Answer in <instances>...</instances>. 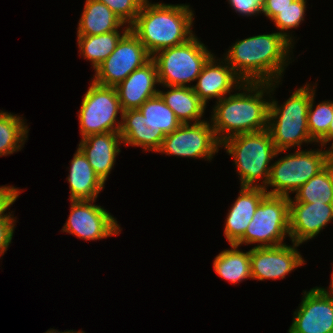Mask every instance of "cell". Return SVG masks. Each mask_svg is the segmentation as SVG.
Returning <instances> with one entry per match:
<instances>
[{
    "mask_svg": "<svg viewBox=\"0 0 333 333\" xmlns=\"http://www.w3.org/2000/svg\"><path fill=\"white\" fill-rule=\"evenodd\" d=\"M292 44L279 32L252 36L233 44L224 60L244 83L280 82Z\"/></svg>",
    "mask_w": 333,
    "mask_h": 333,
    "instance_id": "6da1fadb",
    "label": "cell"
},
{
    "mask_svg": "<svg viewBox=\"0 0 333 333\" xmlns=\"http://www.w3.org/2000/svg\"><path fill=\"white\" fill-rule=\"evenodd\" d=\"M275 83H244L241 89L246 92L216 101L211 125L220 143L235 135L268 129L270 99L267 101L263 96L276 88L279 82Z\"/></svg>",
    "mask_w": 333,
    "mask_h": 333,
    "instance_id": "7a4b0ae2",
    "label": "cell"
},
{
    "mask_svg": "<svg viewBox=\"0 0 333 333\" xmlns=\"http://www.w3.org/2000/svg\"><path fill=\"white\" fill-rule=\"evenodd\" d=\"M190 5L153 3L142 5L130 30L139 38L152 57L160 50L186 43L194 34Z\"/></svg>",
    "mask_w": 333,
    "mask_h": 333,
    "instance_id": "3957f363",
    "label": "cell"
},
{
    "mask_svg": "<svg viewBox=\"0 0 333 333\" xmlns=\"http://www.w3.org/2000/svg\"><path fill=\"white\" fill-rule=\"evenodd\" d=\"M221 146H224L237 165L241 187L265 188L271 172L270 161L283 152L276 149L268 129L232 136L222 142ZM261 178L262 184H254Z\"/></svg>",
    "mask_w": 333,
    "mask_h": 333,
    "instance_id": "277c9868",
    "label": "cell"
},
{
    "mask_svg": "<svg viewBox=\"0 0 333 333\" xmlns=\"http://www.w3.org/2000/svg\"><path fill=\"white\" fill-rule=\"evenodd\" d=\"M314 88L309 84L295 90L284 102L272 100L269 105L268 130L277 150L284 152L291 147H301L303 142L315 141L309 135L307 115Z\"/></svg>",
    "mask_w": 333,
    "mask_h": 333,
    "instance_id": "5b68a950",
    "label": "cell"
},
{
    "mask_svg": "<svg viewBox=\"0 0 333 333\" xmlns=\"http://www.w3.org/2000/svg\"><path fill=\"white\" fill-rule=\"evenodd\" d=\"M213 53L194 35L186 43L160 50L152 59L157 66L159 84L186 86L197 80Z\"/></svg>",
    "mask_w": 333,
    "mask_h": 333,
    "instance_id": "8992f818",
    "label": "cell"
},
{
    "mask_svg": "<svg viewBox=\"0 0 333 333\" xmlns=\"http://www.w3.org/2000/svg\"><path fill=\"white\" fill-rule=\"evenodd\" d=\"M328 150H299L284 156L271 164L268 183L264 188L267 194L290 197L329 163ZM267 186L273 190L267 191Z\"/></svg>",
    "mask_w": 333,
    "mask_h": 333,
    "instance_id": "52a82bcc",
    "label": "cell"
},
{
    "mask_svg": "<svg viewBox=\"0 0 333 333\" xmlns=\"http://www.w3.org/2000/svg\"><path fill=\"white\" fill-rule=\"evenodd\" d=\"M289 234V197L266 194L249 223L244 236L236 243H259L257 247L283 245Z\"/></svg>",
    "mask_w": 333,
    "mask_h": 333,
    "instance_id": "ba28073f",
    "label": "cell"
},
{
    "mask_svg": "<svg viewBox=\"0 0 333 333\" xmlns=\"http://www.w3.org/2000/svg\"><path fill=\"white\" fill-rule=\"evenodd\" d=\"M120 112L123 111L116 88L92 80L78 112L82 139L92 134L119 132L122 121L116 118Z\"/></svg>",
    "mask_w": 333,
    "mask_h": 333,
    "instance_id": "9c48e42d",
    "label": "cell"
},
{
    "mask_svg": "<svg viewBox=\"0 0 333 333\" xmlns=\"http://www.w3.org/2000/svg\"><path fill=\"white\" fill-rule=\"evenodd\" d=\"M218 141L209 121L181 124L172 133L166 134L158 152L187 158L211 160L219 150Z\"/></svg>",
    "mask_w": 333,
    "mask_h": 333,
    "instance_id": "30bf717a",
    "label": "cell"
},
{
    "mask_svg": "<svg viewBox=\"0 0 333 333\" xmlns=\"http://www.w3.org/2000/svg\"><path fill=\"white\" fill-rule=\"evenodd\" d=\"M151 58L139 38L129 30L111 55L96 68L93 81L103 86L116 87Z\"/></svg>",
    "mask_w": 333,
    "mask_h": 333,
    "instance_id": "8fae6325",
    "label": "cell"
},
{
    "mask_svg": "<svg viewBox=\"0 0 333 333\" xmlns=\"http://www.w3.org/2000/svg\"><path fill=\"white\" fill-rule=\"evenodd\" d=\"M70 215L63 226V232L71 233L86 241L100 240L119 235L120 225L102 208L92 204L95 200H70Z\"/></svg>",
    "mask_w": 333,
    "mask_h": 333,
    "instance_id": "7c38bea8",
    "label": "cell"
},
{
    "mask_svg": "<svg viewBox=\"0 0 333 333\" xmlns=\"http://www.w3.org/2000/svg\"><path fill=\"white\" fill-rule=\"evenodd\" d=\"M300 244H286L274 247H253L250 249L252 279H284L295 268L304 264L298 249Z\"/></svg>",
    "mask_w": 333,
    "mask_h": 333,
    "instance_id": "4fadbf2b",
    "label": "cell"
},
{
    "mask_svg": "<svg viewBox=\"0 0 333 333\" xmlns=\"http://www.w3.org/2000/svg\"><path fill=\"white\" fill-rule=\"evenodd\" d=\"M303 295L288 333H333V299L317 287Z\"/></svg>",
    "mask_w": 333,
    "mask_h": 333,
    "instance_id": "5bb4252c",
    "label": "cell"
},
{
    "mask_svg": "<svg viewBox=\"0 0 333 333\" xmlns=\"http://www.w3.org/2000/svg\"><path fill=\"white\" fill-rule=\"evenodd\" d=\"M333 219V204L289 202V234L302 244L317 236Z\"/></svg>",
    "mask_w": 333,
    "mask_h": 333,
    "instance_id": "9a60e30c",
    "label": "cell"
},
{
    "mask_svg": "<svg viewBox=\"0 0 333 333\" xmlns=\"http://www.w3.org/2000/svg\"><path fill=\"white\" fill-rule=\"evenodd\" d=\"M223 61L220 63L216 62L213 55L197 77L196 85L192 86L194 92L205 105L211 98H217V101H219L227 93L230 95V91L232 92L231 89L233 88L242 90L241 85L244 84V81L225 60ZM224 63L225 65H223Z\"/></svg>",
    "mask_w": 333,
    "mask_h": 333,
    "instance_id": "2e32d148",
    "label": "cell"
},
{
    "mask_svg": "<svg viewBox=\"0 0 333 333\" xmlns=\"http://www.w3.org/2000/svg\"><path fill=\"white\" fill-rule=\"evenodd\" d=\"M157 66L151 58L142 67L134 70L115 88L122 111L138 109L146 100L158 94Z\"/></svg>",
    "mask_w": 333,
    "mask_h": 333,
    "instance_id": "e0dca14e",
    "label": "cell"
},
{
    "mask_svg": "<svg viewBox=\"0 0 333 333\" xmlns=\"http://www.w3.org/2000/svg\"><path fill=\"white\" fill-rule=\"evenodd\" d=\"M121 143L123 140L119 132L88 135L79 143L78 148L104 183L120 152Z\"/></svg>",
    "mask_w": 333,
    "mask_h": 333,
    "instance_id": "ac0fdd59",
    "label": "cell"
},
{
    "mask_svg": "<svg viewBox=\"0 0 333 333\" xmlns=\"http://www.w3.org/2000/svg\"><path fill=\"white\" fill-rule=\"evenodd\" d=\"M121 114L119 134L124 145L141 146L145 151L158 152L166 136L160 128L147 120L139 109H129Z\"/></svg>",
    "mask_w": 333,
    "mask_h": 333,
    "instance_id": "d6986e66",
    "label": "cell"
},
{
    "mask_svg": "<svg viewBox=\"0 0 333 333\" xmlns=\"http://www.w3.org/2000/svg\"><path fill=\"white\" fill-rule=\"evenodd\" d=\"M266 194L265 189L261 187H241L240 194L225 221L224 235L230 245L236 244L244 236L256 208Z\"/></svg>",
    "mask_w": 333,
    "mask_h": 333,
    "instance_id": "ffe728a7",
    "label": "cell"
},
{
    "mask_svg": "<svg viewBox=\"0 0 333 333\" xmlns=\"http://www.w3.org/2000/svg\"><path fill=\"white\" fill-rule=\"evenodd\" d=\"M67 177L70 188V200H96L104 189V182L95 173L83 152L77 148L71 160Z\"/></svg>",
    "mask_w": 333,
    "mask_h": 333,
    "instance_id": "44dd1931",
    "label": "cell"
},
{
    "mask_svg": "<svg viewBox=\"0 0 333 333\" xmlns=\"http://www.w3.org/2000/svg\"><path fill=\"white\" fill-rule=\"evenodd\" d=\"M170 90L159 95L166 105L175 113L181 124L201 122L206 105L199 99L192 86H167Z\"/></svg>",
    "mask_w": 333,
    "mask_h": 333,
    "instance_id": "7402d4cb",
    "label": "cell"
},
{
    "mask_svg": "<svg viewBox=\"0 0 333 333\" xmlns=\"http://www.w3.org/2000/svg\"><path fill=\"white\" fill-rule=\"evenodd\" d=\"M126 25L104 3L98 0H86L85 6L78 23L77 35H100Z\"/></svg>",
    "mask_w": 333,
    "mask_h": 333,
    "instance_id": "603a6c76",
    "label": "cell"
},
{
    "mask_svg": "<svg viewBox=\"0 0 333 333\" xmlns=\"http://www.w3.org/2000/svg\"><path fill=\"white\" fill-rule=\"evenodd\" d=\"M239 246L231 244L232 249L221 251L213 262L214 271L226 281L237 284L247 278L252 279L250 250L242 252Z\"/></svg>",
    "mask_w": 333,
    "mask_h": 333,
    "instance_id": "cb8c5ba5",
    "label": "cell"
},
{
    "mask_svg": "<svg viewBox=\"0 0 333 333\" xmlns=\"http://www.w3.org/2000/svg\"><path fill=\"white\" fill-rule=\"evenodd\" d=\"M130 30V26L125 27L122 35L119 31H112L100 35H77V43L81 56L92 63L96 68L111 55L120 39Z\"/></svg>",
    "mask_w": 333,
    "mask_h": 333,
    "instance_id": "d4e9b609",
    "label": "cell"
},
{
    "mask_svg": "<svg viewBox=\"0 0 333 333\" xmlns=\"http://www.w3.org/2000/svg\"><path fill=\"white\" fill-rule=\"evenodd\" d=\"M289 202L333 204V162L303 184Z\"/></svg>",
    "mask_w": 333,
    "mask_h": 333,
    "instance_id": "484cf974",
    "label": "cell"
},
{
    "mask_svg": "<svg viewBox=\"0 0 333 333\" xmlns=\"http://www.w3.org/2000/svg\"><path fill=\"white\" fill-rule=\"evenodd\" d=\"M22 117L0 112V157L18 152L28 138V126Z\"/></svg>",
    "mask_w": 333,
    "mask_h": 333,
    "instance_id": "4316f807",
    "label": "cell"
},
{
    "mask_svg": "<svg viewBox=\"0 0 333 333\" xmlns=\"http://www.w3.org/2000/svg\"><path fill=\"white\" fill-rule=\"evenodd\" d=\"M138 109L165 135L172 133L181 125L175 113L166 105L159 93L146 100Z\"/></svg>",
    "mask_w": 333,
    "mask_h": 333,
    "instance_id": "83f0119b",
    "label": "cell"
},
{
    "mask_svg": "<svg viewBox=\"0 0 333 333\" xmlns=\"http://www.w3.org/2000/svg\"><path fill=\"white\" fill-rule=\"evenodd\" d=\"M314 97L315 93L309 103L307 121L309 135L317 143L328 132L330 127L333 118V102H330V100L322 101L313 110Z\"/></svg>",
    "mask_w": 333,
    "mask_h": 333,
    "instance_id": "f1b7e54d",
    "label": "cell"
},
{
    "mask_svg": "<svg viewBox=\"0 0 333 333\" xmlns=\"http://www.w3.org/2000/svg\"><path fill=\"white\" fill-rule=\"evenodd\" d=\"M306 10L305 0H293L288 7L281 10L272 21L278 29L281 30L279 33L286 37L291 43L293 42L292 36L287 33V30L296 28L299 26L301 21H304V14ZM284 30L286 32H284ZM283 31V32H282Z\"/></svg>",
    "mask_w": 333,
    "mask_h": 333,
    "instance_id": "f546056e",
    "label": "cell"
},
{
    "mask_svg": "<svg viewBox=\"0 0 333 333\" xmlns=\"http://www.w3.org/2000/svg\"><path fill=\"white\" fill-rule=\"evenodd\" d=\"M107 5L124 23L131 26L146 0H98Z\"/></svg>",
    "mask_w": 333,
    "mask_h": 333,
    "instance_id": "4dcf8cb0",
    "label": "cell"
},
{
    "mask_svg": "<svg viewBox=\"0 0 333 333\" xmlns=\"http://www.w3.org/2000/svg\"><path fill=\"white\" fill-rule=\"evenodd\" d=\"M13 215L5 214L0 216V256L4 255L5 251L11 244V240L14 233L15 222Z\"/></svg>",
    "mask_w": 333,
    "mask_h": 333,
    "instance_id": "1f68e13d",
    "label": "cell"
},
{
    "mask_svg": "<svg viewBox=\"0 0 333 333\" xmlns=\"http://www.w3.org/2000/svg\"><path fill=\"white\" fill-rule=\"evenodd\" d=\"M265 0H228L233 9L243 16H252L262 12Z\"/></svg>",
    "mask_w": 333,
    "mask_h": 333,
    "instance_id": "d6a6232c",
    "label": "cell"
},
{
    "mask_svg": "<svg viewBox=\"0 0 333 333\" xmlns=\"http://www.w3.org/2000/svg\"><path fill=\"white\" fill-rule=\"evenodd\" d=\"M20 193L14 186H0V216L7 214L5 211L11 207Z\"/></svg>",
    "mask_w": 333,
    "mask_h": 333,
    "instance_id": "836d02e7",
    "label": "cell"
},
{
    "mask_svg": "<svg viewBox=\"0 0 333 333\" xmlns=\"http://www.w3.org/2000/svg\"><path fill=\"white\" fill-rule=\"evenodd\" d=\"M293 0H265L262 8V13L272 20L281 10L291 4Z\"/></svg>",
    "mask_w": 333,
    "mask_h": 333,
    "instance_id": "e575fe53",
    "label": "cell"
},
{
    "mask_svg": "<svg viewBox=\"0 0 333 333\" xmlns=\"http://www.w3.org/2000/svg\"><path fill=\"white\" fill-rule=\"evenodd\" d=\"M331 140H333V118L328 132L318 142L321 144V146H325L327 145V142L329 143Z\"/></svg>",
    "mask_w": 333,
    "mask_h": 333,
    "instance_id": "d590c367",
    "label": "cell"
},
{
    "mask_svg": "<svg viewBox=\"0 0 333 333\" xmlns=\"http://www.w3.org/2000/svg\"><path fill=\"white\" fill-rule=\"evenodd\" d=\"M324 295H326L327 297L333 299V272H332V276H331V283H330V287H329V291L327 289L321 288V287H317Z\"/></svg>",
    "mask_w": 333,
    "mask_h": 333,
    "instance_id": "8d00e7d4",
    "label": "cell"
},
{
    "mask_svg": "<svg viewBox=\"0 0 333 333\" xmlns=\"http://www.w3.org/2000/svg\"><path fill=\"white\" fill-rule=\"evenodd\" d=\"M46 333H75V331L69 330V331L60 332V331H56L54 329H50V331L48 330Z\"/></svg>",
    "mask_w": 333,
    "mask_h": 333,
    "instance_id": "74e56055",
    "label": "cell"
},
{
    "mask_svg": "<svg viewBox=\"0 0 333 333\" xmlns=\"http://www.w3.org/2000/svg\"><path fill=\"white\" fill-rule=\"evenodd\" d=\"M328 152H329L330 161L333 162V143H332L330 149L328 150Z\"/></svg>",
    "mask_w": 333,
    "mask_h": 333,
    "instance_id": "f35d334b",
    "label": "cell"
},
{
    "mask_svg": "<svg viewBox=\"0 0 333 333\" xmlns=\"http://www.w3.org/2000/svg\"><path fill=\"white\" fill-rule=\"evenodd\" d=\"M75 333H85L84 331H78V332H75Z\"/></svg>",
    "mask_w": 333,
    "mask_h": 333,
    "instance_id": "ab89813d",
    "label": "cell"
}]
</instances>
